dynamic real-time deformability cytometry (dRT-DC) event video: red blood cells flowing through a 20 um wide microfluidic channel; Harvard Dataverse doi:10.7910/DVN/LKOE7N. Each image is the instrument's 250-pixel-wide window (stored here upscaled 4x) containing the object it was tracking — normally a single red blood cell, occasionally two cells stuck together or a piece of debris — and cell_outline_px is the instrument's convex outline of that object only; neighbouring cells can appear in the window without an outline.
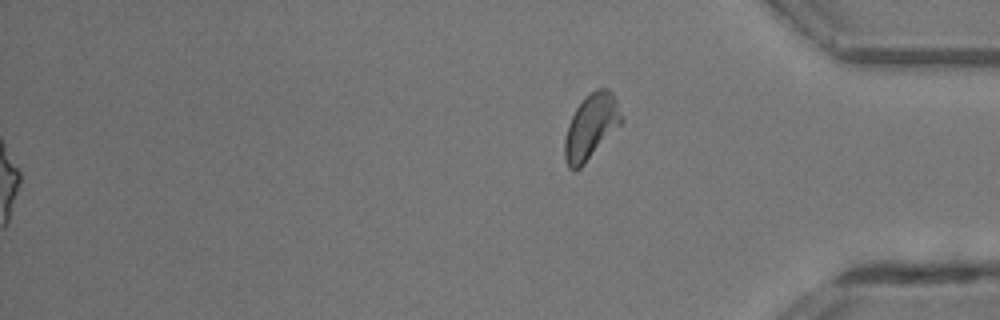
{"species": "common noctule bat (a hibernating species)", "species_latin": "Nyctalus noctula", "temperature_condition": "room temperature", "stored_images_in_passage": 42, "segment_of_instrument_passage": [2, 2], "camera_frame_rate_fps": 3000, "um_per_image_px": 0.085, "animal": {"sex": "male", "body_mass_g": 13.3}, "frame": {"image": 1, "passage_image": 42, "time_ms": 13.667, "image_size_px": [1000, 320], "cell_outline_px": [[624, 120], [584, 164], [580, 168], [572, 172], [568, 168], [564, 160], [564, 140], [568, 124], [576, 108], [584, 96], [596, 88], [608, 88], [612, 92], [616, 100]], "centroid_in_image_um": [50.21, 10.76], "position_along_channel_um": 385.0, "area_um2": 21.56}}